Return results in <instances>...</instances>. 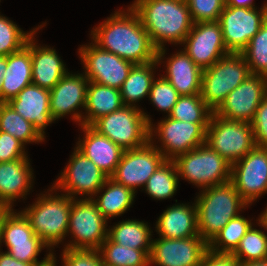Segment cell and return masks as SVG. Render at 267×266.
<instances>
[{
	"instance_id": "6da1fadb",
	"label": "cell",
	"mask_w": 267,
	"mask_h": 266,
	"mask_svg": "<svg viewBox=\"0 0 267 266\" xmlns=\"http://www.w3.org/2000/svg\"><path fill=\"white\" fill-rule=\"evenodd\" d=\"M91 39L102 50L133 64H144L157 59V49L131 6L123 11L118 9L95 26L91 30Z\"/></svg>"
},
{
	"instance_id": "7a4b0ae2",
	"label": "cell",
	"mask_w": 267,
	"mask_h": 266,
	"mask_svg": "<svg viewBox=\"0 0 267 266\" xmlns=\"http://www.w3.org/2000/svg\"><path fill=\"white\" fill-rule=\"evenodd\" d=\"M131 8L137 13L157 49V62H164L165 43L182 45L194 24L188 4L177 0H135Z\"/></svg>"
},
{
	"instance_id": "3957f363",
	"label": "cell",
	"mask_w": 267,
	"mask_h": 266,
	"mask_svg": "<svg viewBox=\"0 0 267 266\" xmlns=\"http://www.w3.org/2000/svg\"><path fill=\"white\" fill-rule=\"evenodd\" d=\"M195 199L199 235L209 243L240 211L249 205L231 181L199 191Z\"/></svg>"
},
{
	"instance_id": "277c9868",
	"label": "cell",
	"mask_w": 267,
	"mask_h": 266,
	"mask_svg": "<svg viewBox=\"0 0 267 266\" xmlns=\"http://www.w3.org/2000/svg\"><path fill=\"white\" fill-rule=\"evenodd\" d=\"M50 188L20 212L29 221L35 235L53 250L67 236L72 198L64 193L57 194L53 185Z\"/></svg>"
},
{
	"instance_id": "5b68a950",
	"label": "cell",
	"mask_w": 267,
	"mask_h": 266,
	"mask_svg": "<svg viewBox=\"0 0 267 266\" xmlns=\"http://www.w3.org/2000/svg\"><path fill=\"white\" fill-rule=\"evenodd\" d=\"M151 117L139 107L122 108L95 120L90 126L123 150L144 146L149 141Z\"/></svg>"
},
{
	"instance_id": "8992f818",
	"label": "cell",
	"mask_w": 267,
	"mask_h": 266,
	"mask_svg": "<svg viewBox=\"0 0 267 266\" xmlns=\"http://www.w3.org/2000/svg\"><path fill=\"white\" fill-rule=\"evenodd\" d=\"M173 161L179 178L200 189L231 180V164L207 143L178 155Z\"/></svg>"
},
{
	"instance_id": "52a82bcc",
	"label": "cell",
	"mask_w": 267,
	"mask_h": 266,
	"mask_svg": "<svg viewBox=\"0 0 267 266\" xmlns=\"http://www.w3.org/2000/svg\"><path fill=\"white\" fill-rule=\"evenodd\" d=\"M251 75L240 53H230L202 70L201 98L215 111L226 96Z\"/></svg>"
},
{
	"instance_id": "ba28073f",
	"label": "cell",
	"mask_w": 267,
	"mask_h": 266,
	"mask_svg": "<svg viewBox=\"0 0 267 266\" xmlns=\"http://www.w3.org/2000/svg\"><path fill=\"white\" fill-rule=\"evenodd\" d=\"M208 126L209 123L183 122L166 115L157 125L153 123L149 125V141L163 154L166 160H174L178 155L206 143ZM154 137L155 139L158 137V142H161L160 147L155 145Z\"/></svg>"
},
{
	"instance_id": "9c48e42d",
	"label": "cell",
	"mask_w": 267,
	"mask_h": 266,
	"mask_svg": "<svg viewBox=\"0 0 267 266\" xmlns=\"http://www.w3.org/2000/svg\"><path fill=\"white\" fill-rule=\"evenodd\" d=\"M206 143L230 164L256 147L249 122L225 119L214 112L206 130Z\"/></svg>"
},
{
	"instance_id": "30bf717a",
	"label": "cell",
	"mask_w": 267,
	"mask_h": 266,
	"mask_svg": "<svg viewBox=\"0 0 267 266\" xmlns=\"http://www.w3.org/2000/svg\"><path fill=\"white\" fill-rule=\"evenodd\" d=\"M107 223L93 198L72 199L67 234L73 239L64 248L98 249L107 239Z\"/></svg>"
},
{
	"instance_id": "8fae6325",
	"label": "cell",
	"mask_w": 267,
	"mask_h": 266,
	"mask_svg": "<svg viewBox=\"0 0 267 266\" xmlns=\"http://www.w3.org/2000/svg\"><path fill=\"white\" fill-rule=\"evenodd\" d=\"M107 178L108 176L94 162L75 147L67 166L53 183V187L56 190L61 189L72 199L78 198L77 195L93 198Z\"/></svg>"
},
{
	"instance_id": "7c38bea8",
	"label": "cell",
	"mask_w": 267,
	"mask_h": 266,
	"mask_svg": "<svg viewBox=\"0 0 267 266\" xmlns=\"http://www.w3.org/2000/svg\"><path fill=\"white\" fill-rule=\"evenodd\" d=\"M267 19V2L260 8L225 5L218 22L225 47L230 53H240Z\"/></svg>"
},
{
	"instance_id": "4fadbf2b",
	"label": "cell",
	"mask_w": 267,
	"mask_h": 266,
	"mask_svg": "<svg viewBox=\"0 0 267 266\" xmlns=\"http://www.w3.org/2000/svg\"><path fill=\"white\" fill-rule=\"evenodd\" d=\"M83 74L92 82L120 90L128 78L133 63L114 53L102 50L93 42L78 49Z\"/></svg>"
},
{
	"instance_id": "5bb4252c",
	"label": "cell",
	"mask_w": 267,
	"mask_h": 266,
	"mask_svg": "<svg viewBox=\"0 0 267 266\" xmlns=\"http://www.w3.org/2000/svg\"><path fill=\"white\" fill-rule=\"evenodd\" d=\"M165 160L163 154L148 141L142 147L124 150L110 178L136 193L138 187H145L148 179Z\"/></svg>"
},
{
	"instance_id": "9a60e30c",
	"label": "cell",
	"mask_w": 267,
	"mask_h": 266,
	"mask_svg": "<svg viewBox=\"0 0 267 266\" xmlns=\"http://www.w3.org/2000/svg\"><path fill=\"white\" fill-rule=\"evenodd\" d=\"M240 197L250 206L267 193V148L255 147L231 164V180Z\"/></svg>"
},
{
	"instance_id": "2e32d148",
	"label": "cell",
	"mask_w": 267,
	"mask_h": 266,
	"mask_svg": "<svg viewBox=\"0 0 267 266\" xmlns=\"http://www.w3.org/2000/svg\"><path fill=\"white\" fill-rule=\"evenodd\" d=\"M208 250L201 236L182 239H152L149 266H200Z\"/></svg>"
},
{
	"instance_id": "e0dca14e",
	"label": "cell",
	"mask_w": 267,
	"mask_h": 266,
	"mask_svg": "<svg viewBox=\"0 0 267 266\" xmlns=\"http://www.w3.org/2000/svg\"><path fill=\"white\" fill-rule=\"evenodd\" d=\"M266 95L267 77L251 74L226 96L214 113L225 119L250 123Z\"/></svg>"
},
{
	"instance_id": "ac0fdd59",
	"label": "cell",
	"mask_w": 267,
	"mask_h": 266,
	"mask_svg": "<svg viewBox=\"0 0 267 266\" xmlns=\"http://www.w3.org/2000/svg\"><path fill=\"white\" fill-rule=\"evenodd\" d=\"M182 45H185L184 51L201 70L230 54L225 47L218 21L194 23Z\"/></svg>"
},
{
	"instance_id": "d6986e66",
	"label": "cell",
	"mask_w": 267,
	"mask_h": 266,
	"mask_svg": "<svg viewBox=\"0 0 267 266\" xmlns=\"http://www.w3.org/2000/svg\"><path fill=\"white\" fill-rule=\"evenodd\" d=\"M88 84L89 80L84 74L67 72L50 90L49 105L52 118L58 120L70 114L72 120L79 122V126L83 125L84 113L81 107L85 108Z\"/></svg>"
},
{
	"instance_id": "ffe728a7",
	"label": "cell",
	"mask_w": 267,
	"mask_h": 266,
	"mask_svg": "<svg viewBox=\"0 0 267 266\" xmlns=\"http://www.w3.org/2000/svg\"><path fill=\"white\" fill-rule=\"evenodd\" d=\"M49 101L50 90L30 84L7 103L46 139L45 129L55 121L51 116Z\"/></svg>"
},
{
	"instance_id": "44dd1931",
	"label": "cell",
	"mask_w": 267,
	"mask_h": 266,
	"mask_svg": "<svg viewBox=\"0 0 267 266\" xmlns=\"http://www.w3.org/2000/svg\"><path fill=\"white\" fill-rule=\"evenodd\" d=\"M84 137L78 140L76 148L110 177L120 162L124 150L90 125H81Z\"/></svg>"
},
{
	"instance_id": "7402d4cb",
	"label": "cell",
	"mask_w": 267,
	"mask_h": 266,
	"mask_svg": "<svg viewBox=\"0 0 267 266\" xmlns=\"http://www.w3.org/2000/svg\"><path fill=\"white\" fill-rule=\"evenodd\" d=\"M29 159L0 162V204L13 207L17 199H25L33 188V170Z\"/></svg>"
},
{
	"instance_id": "603a6c76",
	"label": "cell",
	"mask_w": 267,
	"mask_h": 266,
	"mask_svg": "<svg viewBox=\"0 0 267 266\" xmlns=\"http://www.w3.org/2000/svg\"><path fill=\"white\" fill-rule=\"evenodd\" d=\"M159 237L167 239H182L200 236L196 203L175 204L167 208L159 216L155 227Z\"/></svg>"
},
{
	"instance_id": "cb8c5ba5",
	"label": "cell",
	"mask_w": 267,
	"mask_h": 266,
	"mask_svg": "<svg viewBox=\"0 0 267 266\" xmlns=\"http://www.w3.org/2000/svg\"><path fill=\"white\" fill-rule=\"evenodd\" d=\"M31 36L32 84L51 90L68 72L54 48L39 46Z\"/></svg>"
},
{
	"instance_id": "d4e9b609",
	"label": "cell",
	"mask_w": 267,
	"mask_h": 266,
	"mask_svg": "<svg viewBox=\"0 0 267 266\" xmlns=\"http://www.w3.org/2000/svg\"><path fill=\"white\" fill-rule=\"evenodd\" d=\"M166 74L162 77L176 89L180 96L201 93L202 70L182 49L164 62Z\"/></svg>"
},
{
	"instance_id": "484cf974",
	"label": "cell",
	"mask_w": 267,
	"mask_h": 266,
	"mask_svg": "<svg viewBox=\"0 0 267 266\" xmlns=\"http://www.w3.org/2000/svg\"><path fill=\"white\" fill-rule=\"evenodd\" d=\"M31 37L19 51L7 56V68L1 87V102L16 97L26 86L32 84Z\"/></svg>"
},
{
	"instance_id": "4316f807",
	"label": "cell",
	"mask_w": 267,
	"mask_h": 266,
	"mask_svg": "<svg viewBox=\"0 0 267 266\" xmlns=\"http://www.w3.org/2000/svg\"><path fill=\"white\" fill-rule=\"evenodd\" d=\"M120 90L89 81L83 125H91L98 118L122 108Z\"/></svg>"
},
{
	"instance_id": "83f0119b",
	"label": "cell",
	"mask_w": 267,
	"mask_h": 266,
	"mask_svg": "<svg viewBox=\"0 0 267 266\" xmlns=\"http://www.w3.org/2000/svg\"><path fill=\"white\" fill-rule=\"evenodd\" d=\"M104 189L106 190L104 191ZM103 191L104 193L100 194ZM135 195L136 193L131 189L108 177L102 188L93 196V200L102 216L109 220L113 217L121 216V214L129 210L134 202Z\"/></svg>"
},
{
	"instance_id": "f1b7e54d",
	"label": "cell",
	"mask_w": 267,
	"mask_h": 266,
	"mask_svg": "<svg viewBox=\"0 0 267 266\" xmlns=\"http://www.w3.org/2000/svg\"><path fill=\"white\" fill-rule=\"evenodd\" d=\"M159 66L157 60L134 64L130 70L128 78L120 88V94L124 105L138 107L135 103L144 97H149V92L153 80L155 79V67Z\"/></svg>"
},
{
	"instance_id": "f546056e",
	"label": "cell",
	"mask_w": 267,
	"mask_h": 266,
	"mask_svg": "<svg viewBox=\"0 0 267 266\" xmlns=\"http://www.w3.org/2000/svg\"><path fill=\"white\" fill-rule=\"evenodd\" d=\"M152 231L144 221L123 220L108 229V238L121 246L151 250Z\"/></svg>"
},
{
	"instance_id": "4dcf8cb0",
	"label": "cell",
	"mask_w": 267,
	"mask_h": 266,
	"mask_svg": "<svg viewBox=\"0 0 267 266\" xmlns=\"http://www.w3.org/2000/svg\"><path fill=\"white\" fill-rule=\"evenodd\" d=\"M0 131L9 133L24 145L42 143L45 140L33 125L7 102H0Z\"/></svg>"
},
{
	"instance_id": "1f68e13d",
	"label": "cell",
	"mask_w": 267,
	"mask_h": 266,
	"mask_svg": "<svg viewBox=\"0 0 267 266\" xmlns=\"http://www.w3.org/2000/svg\"><path fill=\"white\" fill-rule=\"evenodd\" d=\"M102 262L107 266H149L151 250L121 246L108 237L98 248Z\"/></svg>"
},
{
	"instance_id": "d6a6232c",
	"label": "cell",
	"mask_w": 267,
	"mask_h": 266,
	"mask_svg": "<svg viewBox=\"0 0 267 266\" xmlns=\"http://www.w3.org/2000/svg\"><path fill=\"white\" fill-rule=\"evenodd\" d=\"M179 184V176L173 160H165L148 179L142 190L157 200L172 198Z\"/></svg>"
},
{
	"instance_id": "836d02e7",
	"label": "cell",
	"mask_w": 267,
	"mask_h": 266,
	"mask_svg": "<svg viewBox=\"0 0 267 266\" xmlns=\"http://www.w3.org/2000/svg\"><path fill=\"white\" fill-rule=\"evenodd\" d=\"M251 221L240 214L232 218L208 243V249L216 253L232 254L253 225Z\"/></svg>"
},
{
	"instance_id": "e575fe53",
	"label": "cell",
	"mask_w": 267,
	"mask_h": 266,
	"mask_svg": "<svg viewBox=\"0 0 267 266\" xmlns=\"http://www.w3.org/2000/svg\"><path fill=\"white\" fill-rule=\"evenodd\" d=\"M213 110L204 102L200 94L179 96L168 115L178 121L209 123Z\"/></svg>"
},
{
	"instance_id": "d590c367",
	"label": "cell",
	"mask_w": 267,
	"mask_h": 266,
	"mask_svg": "<svg viewBox=\"0 0 267 266\" xmlns=\"http://www.w3.org/2000/svg\"><path fill=\"white\" fill-rule=\"evenodd\" d=\"M43 242L35 235L29 221L18 211L12 209L4 218L1 231L0 248L4 244Z\"/></svg>"
},
{
	"instance_id": "8d00e7d4",
	"label": "cell",
	"mask_w": 267,
	"mask_h": 266,
	"mask_svg": "<svg viewBox=\"0 0 267 266\" xmlns=\"http://www.w3.org/2000/svg\"><path fill=\"white\" fill-rule=\"evenodd\" d=\"M240 54L247 62L251 74L267 77V19Z\"/></svg>"
},
{
	"instance_id": "74e56055",
	"label": "cell",
	"mask_w": 267,
	"mask_h": 266,
	"mask_svg": "<svg viewBox=\"0 0 267 266\" xmlns=\"http://www.w3.org/2000/svg\"><path fill=\"white\" fill-rule=\"evenodd\" d=\"M251 226L232 253L240 263L267 260V234Z\"/></svg>"
},
{
	"instance_id": "f35d334b",
	"label": "cell",
	"mask_w": 267,
	"mask_h": 266,
	"mask_svg": "<svg viewBox=\"0 0 267 266\" xmlns=\"http://www.w3.org/2000/svg\"><path fill=\"white\" fill-rule=\"evenodd\" d=\"M44 26L46 25L43 23L38 28L24 32L16 23L0 14V56H8L21 50L28 39Z\"/></svg>"
},
{
	"instance_id": "ab89813d",
	"label": "cell",
	"mask_w": 267,
	"mask_h": 266,
	"mask_svg": "<svg viewBox=\"0 0 267 266\" xmlns=\"http://www.w3.org/2000/svg\"><path fill=\"white\" fill-rule=\"evenodd\" d=\"M179 96L176 89L162 75L160 78L153 80L149 99L156 106L157 110L168 113V116L177 103Z\"/></svg>"
},
{
	"instance_id": "60d3db41",
	"label": "cell",
	"mask_w": 267,
	"mask_h": 266,
	"mask_svg": "<svg viewBox=\"0 0 267 266\" xmlns=\"http://www.w3.org/2000/svg\"><path fill=\"white\" fill-rule=\"evenodd\" d=\"M7 246L8 252L13 258L26 262L32 263L34 266H44L49 263L53 259L54 253L44 242H29V243H21V244H5ZM47 248L50 250L48 254H46L43 260L39 261L37 256L41 251Z\"/></svg>"
},
{
	"instance_id": "b9f144b4",
	"label": "cell",
	"mask_w": 267,
	"mask_h": 266,
	"mask_svg": "<svg viewBox=\"0 0 267 266\" xmlns=\"http://www.w3.org/2000/svg\"><path fill=\"white\" fill-rule=\"evenodd\" d=\"M188 8L194 23L216 22L225 6V0H188Z\"/></svg>"
},
{
	"instance_id": "7bdbcfd3",
	"label": "cell",
	"mask_w": 267,
	"mask_h": 266,
	"mask_svg": "<svg viewBox=\"0 0 267 266\" xmlns=\"http://www.w3.org/2000/svg\"><path fill=\"white\" fill-rule=\"evenodd\" d=\"M62 266H104L98 249L62 250Z\"/></svg>"
},
{
	"instance_id": "ee69618b",
	"label": "cell",
	"mask_w": 267,
	"mask_h": 266,
	"mask_svg": "<svg viewBox=\"0 0 267 266\" xmlns=\"http://www.w3.org/2000/svg\"><path fill=\"white\" fill-rule=\"evenodd\" d=\"M28 159L25 145L9 133L0 131V162Z\"/></svg>"
},
{
	"instance_id": "f6af8a7d",
	"label": "cell",
	"mask_w": 267,
	"mask_h": 266,
	"mask_svg": "<svg viewBox=\"0 0 267 266\" xmlns=\"http://www.w3.org/2000/svg\"><path fill=\"white\" fill-rule=\"evenodd\" d=\"M250 124L256 147L267 148V95L260 102Z\"/></svg>"
},
{
	"instance_id": "bcb514c9",
	"label": "cell",
	"mask_w": 267,
	"mask_h": 266,
	"mask_svg": "<svg viewBox=\"0 0 267 266\" xmlns=\"http://www.w3.org/2000/svg\"><path fill=\"white\" fill-rule=\"evenodd\" d=\"M200 266H240V261L227 253H216L207 250Z\"/></svg>"
},
{
	"instance_id": "7dc6e473",
	"label": "cell",
	"mask_w": 267,
	"mask_h": 266,
	"mask_svg": "<svg viewBox=\"0 0 267 266\" xmlns=\"http://www.w3.org/2000/svg\"><path fill=\"white\" fill-rule=\"evenodd\" d=\"M0 266H34L32 263H26L13 258L8 252H1Z\"/></svg>"
},
{
	"instance_id": "c3c4849f",
	"label": "cell",
	"mask_w": 267,
	"mask_h": 266,
	"mask_svg": "<svg viewBox=\"0 0 267 266\" xmlns=\"http://www.w3.org/2000/svg\"><path fill=\"white\" fill-rule=\"evenodd\" d=\"M225 5L230 7L256 8L253 0H225Z\"/></svg>"
},
{
	"instance_id": "681fc988",
	"label": "cell",
	"mask_w": 267,
	"mask_h": 266,
	"mask_svg": "<svg viewBox=\"0 0 267 266\" xmlns=\"http://www.w3.org/2000/svg\"><path fill=\"white\" fill-rule=\"evenodd\" d=\"M7 68V56H0V102H1V87L4 73Z\"/></svg>"
},
{
	"instance_id": "f907efd6",
	"label": "cell",
	"mask_w": 267,
	"mask_h": 266,
	"mask_svg": "<svg viewBox=\"0 0 267 266\" xmlns=\"http://www.w3.org/2000/svg\"><path fill=\"white\" fill-rule=\"evenodd\" d=\"M13 208L0 204V239H1V231H2V224L3 220L6 217V215L12 210Z\"/></svg>"
},
{
	"instance_id": "816d5d0a",
	"label": "cell",
	"mask_w": 267,
	"mask_h": 266,
	"mask_svg": "<svg viewBox=\"0 0 267 266\" xmlns=\"http://www.w3.org/2000/svg\"><path fill=\"white\" fill-rule=\"evenodd\" d=\"M256 222L258 226H262L263 229L267 230V208L259 215L258 220L256 219Z\"/></svg>"
},
{
	"instance_id": "f5cc1de1",
	"label": "cell",
	"mask_w": 267,
	"mask_h": 266,
	"mask_svg": "<svg viewBox=\"0 0 267 266\" xmlns=\"http://www.w3.org/2000/svg\"><path fill=\"white\" fill-rule=\"evenodd\" d=\"M240 266H267V260H265V261H256V262L240 263Z\"/></svg>"
},
{
	"instance_id": "db71d44e",
	"label": "cell",
	"mask_w": 267,
	"mask_h": 266,
	"mask_svg": "<svg viewBox=\"0 0 267 266\" xmlns=\"http://www.w3.org/2000/svg\"><path fill=\"white\" fill-rule=\"evenodd\" d=\"M56 257H55V255H53V259L49 262V263H47L46 265H44V266H57L56 265Z\"/></svg>"
},
{
	"instance_id": "11a10c76",
	"label": "cell",
	"mask_w": 267,
	"mask_h": 266,
	"mask_svg": "<svg viewBox=\"0 0 267 266\" xmlns=\"http://www.w3.org/2000/svg\"><path fill=\"white\" fill-rule=\"evenodd\" d=\"M177 1H181V2L187 3L188 0H177Z\"/></svg>"
}]
</instances>
